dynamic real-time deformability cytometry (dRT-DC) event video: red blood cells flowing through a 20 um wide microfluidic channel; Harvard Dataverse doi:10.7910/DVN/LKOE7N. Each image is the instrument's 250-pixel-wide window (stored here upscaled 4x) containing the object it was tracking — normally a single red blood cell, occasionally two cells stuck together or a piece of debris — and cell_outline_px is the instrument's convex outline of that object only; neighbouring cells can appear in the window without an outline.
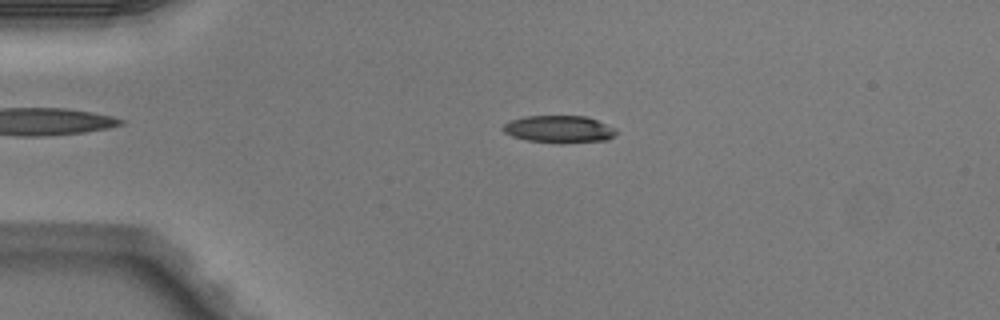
{"species": "Egyptian fruit bat (a non-hibernating species)", "species_latin": "Rousettus aegyptiacus", "temperature_condition": "warm", "stored_images_in_passage": 42, "camera_frame_rate_fps": 3000, "um_per_image_px": 0.085, "animal": {"sex": "male"}, "frame": {"image": 1, "passage_image": 4, "time_ms": 1.0, "image_size_px": [1000, 320], "cell_outline_px": [[616, 132], [608, 140], [560, 144], [528, 140], [512, 136], [504, 132], [504, 124], [508, 120], [524, 116], [584, 116], [596, 120], [616, 128]], "centroid_in_image_um": [47.51, 10.99], "position_along_channel_um": 37.5, "area_um2": 18.03}}
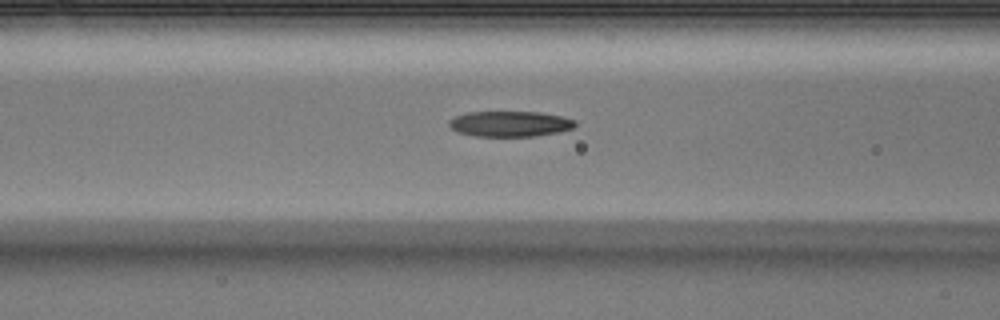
{"frame": {"image": 2, "passage_image": 13, "time_ms": 4.0, "image_size_px": [1000, 320], "cell_outline_px": [[576, 124], [572, 128], [556, 132], [536, 136], [476, 136], [456, 132], [448, 124], [448, 120], [456, 116], [468, 112], [540, 112], [560, 116], [576, 120]], "centroid_in_image_um": [43.32, 10.52], "position_along_channel_um": 123.3, "area_um2": 18.67}}
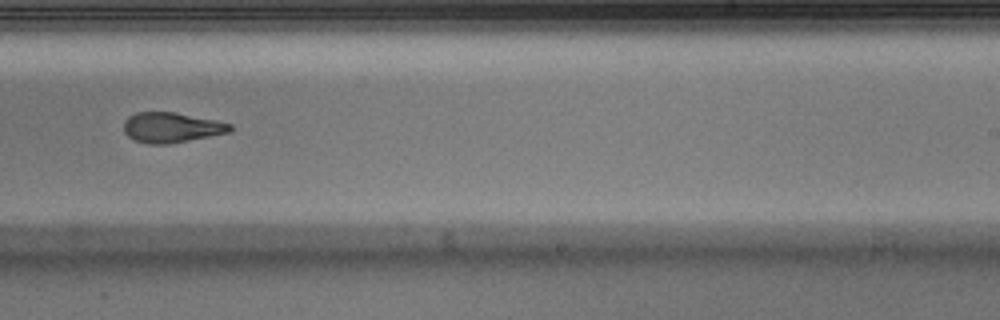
{"frame": {"image": 3, "passage_image": 24, "time_ms": 7.667, "image_size_px": [1000, 320], "cell_outline_px": [[232, 132], [168, 144], [148, 144], [132, 140], [124, 132], [124, 120], [128, 116], [136, 112], [176, 112], [216, 120], [232, 124]], "centroid_in_image_um": [14.57, 10.83], "position_along_channel_um": 274.4, "area_um2": 18.9}, "authors_computed_cell_mechanics": {"area_um2": 19.5653, "velocity_mm_per_s": 4.1351, "shape_relaxation_time_tau1_ms": 8.9904, "shape_relaxation_time_tau2_ms": 2.4493, "deformation_change_tau1": 0.2945, "deformation_change_tau2": 0.1199}}